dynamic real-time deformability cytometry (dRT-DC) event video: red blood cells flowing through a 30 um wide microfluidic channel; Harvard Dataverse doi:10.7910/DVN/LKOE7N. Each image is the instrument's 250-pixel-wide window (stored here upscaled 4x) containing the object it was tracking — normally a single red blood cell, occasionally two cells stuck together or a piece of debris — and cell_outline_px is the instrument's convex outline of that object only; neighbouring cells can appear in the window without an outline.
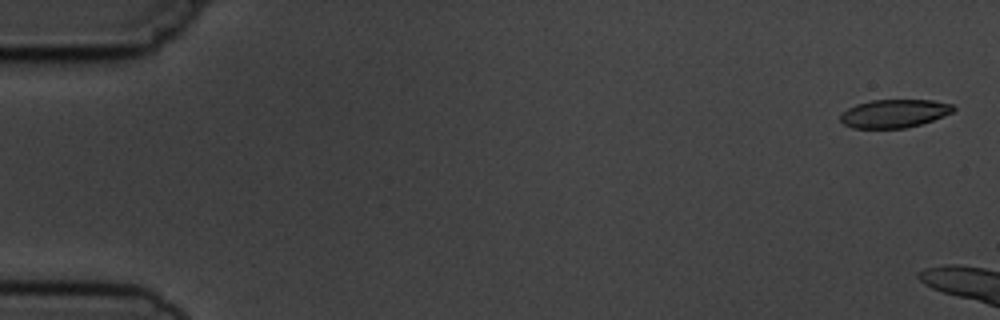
{"species": "common noctule bat (a hibernating species)", "species_latin": "Nyctalus noctula", "temperature_condition": "cold", "stored_images_in_passage": 4, "camera_frame_rate_fps": 3000, "um_per_image_px": 0.085, "animal": {"sex": "male", "body_mass_g": 19.5, "forearm_length_mm": 54.6}, "frame": {"image": 1, "passage_image": 1, "time_ms": 0.0, "image_size_px": [1000, 320], "cell_outline_px": [[956, 108], [952, 112], [944, 116], [920, 124], [904, 128], [852, 128], [844, 124], [840, 120], [840, 112], [856, 104], [872, 100], [932, 100], [952, 104]], "centroid_in_image_um": [75.99, 9.64], "position_along_channel_um": 9.0, "area_um2": 18.61}}